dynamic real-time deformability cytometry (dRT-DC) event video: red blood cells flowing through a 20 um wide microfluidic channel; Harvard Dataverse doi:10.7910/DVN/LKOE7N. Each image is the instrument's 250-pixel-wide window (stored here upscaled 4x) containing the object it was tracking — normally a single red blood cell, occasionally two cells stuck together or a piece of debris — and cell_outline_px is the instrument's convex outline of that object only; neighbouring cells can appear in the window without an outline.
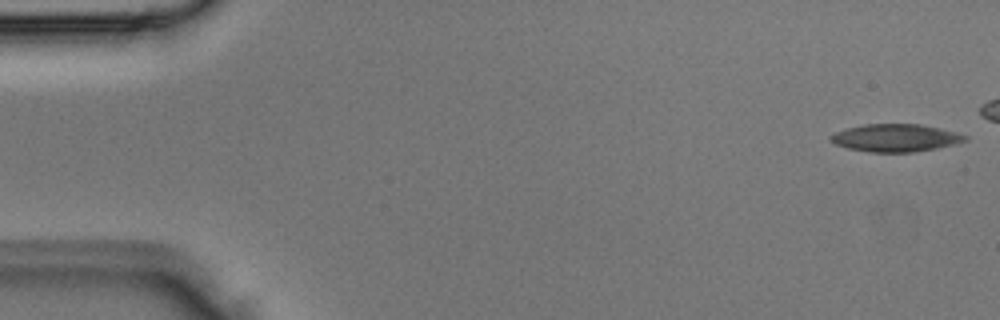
{"species": "Egyptian fruit bat (a non-hibernating species)", "species_latin": "Rousettus aegyptiacus", "temperature_condition": "room temperature", "stored_images_in_passage": 5, "camera_frame_rate_fps": 3000, "um_per_image_px": 0.085, "animal": {"sex": "male"}, "frame": {"image": 1, "passage_image": 1, "time_ms": 0.0, "image_size_px": [1000, 320], "cell_outline_px": [[968, 140], [936, 148], [912, 152], [872, 152], [848, 148], [836, 144], [828, 140], [828, 136], [836, 132], [848, 128], [864, 124], [920, 124], [940, 128], [956, 132], [968, 136]], "centroid_in_image_um": [76.11, 11.71], "position_along_channel_um": 8.9, "area_um2": 21.5}}
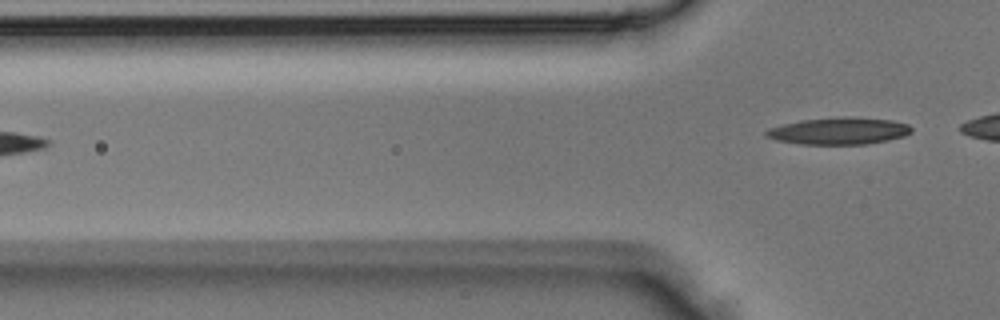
{"frame": {"image": 2, "passage_image": 5, "time_ms": 1.333, "image_size_px": [1000, 320], "cell_outline_px": [[912, 132], [904, 136], [888, 140], [868, 144], [800, 144], [776, 140], [764, 136], [764, 132], [768, 128], [800, 120], [844, 116], [848, 116], [892, 120], [908, 124], [912, 128]], "centroid_in_image_um": [71.3, 11.13], "position_along_channel_um": 54.5, "area_um2": 23.0}}